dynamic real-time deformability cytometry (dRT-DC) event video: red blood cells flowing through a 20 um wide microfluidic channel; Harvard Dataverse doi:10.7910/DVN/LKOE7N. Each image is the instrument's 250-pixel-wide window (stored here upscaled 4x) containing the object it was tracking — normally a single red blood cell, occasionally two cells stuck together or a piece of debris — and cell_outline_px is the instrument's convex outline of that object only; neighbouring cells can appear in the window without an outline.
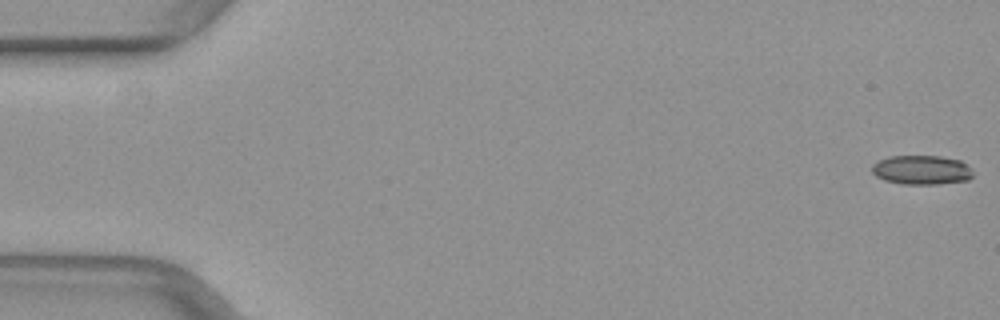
{"species": "common noctule bat (a hibernating species)", "species_latin": "Nyctalus noctula", "temperature_condition": "warm", "stored_images_in_passage": 6, "camera_frame_rate_fps": 3000, "um_per_image_px": 0.085, "animal": {"sex": "female", "body_mass_g": 29.2, "forearm_length_mm": 56.3}, "frame": {"image": 1, "passage_image": 1, "time_ms": 0.0, "image_size_px": [1000, 320], "cell_outline_px": [[972, 176], [968, 180], [936, 184], [900, 184], [884, 180], [876, 176], [872, 172], [872, 164], [888, 156], [940, 156], [960, 160], [972, 172]], "centroid_in_image_um": [78.29, 14.45], "position_along_channel_um": 6.7, "area_um2": 17.11}}